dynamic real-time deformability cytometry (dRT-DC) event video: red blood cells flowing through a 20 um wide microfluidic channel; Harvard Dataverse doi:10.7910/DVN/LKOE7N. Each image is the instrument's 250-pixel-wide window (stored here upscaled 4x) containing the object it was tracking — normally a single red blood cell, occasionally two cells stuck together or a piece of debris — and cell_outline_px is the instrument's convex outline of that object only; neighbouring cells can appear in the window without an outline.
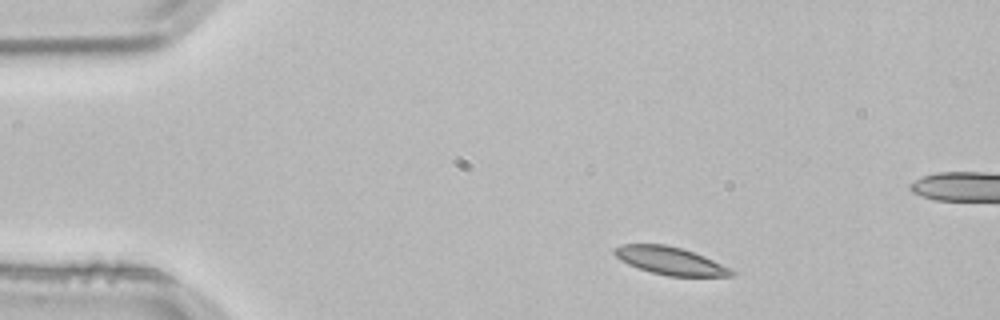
{"species": "common noctule bat (a hibernating species)", "species_latin": "Nyctalus noctula", "temperature_condition": "room temperature", "stored_images_in_passage": 2, "camera_frame_rate_fps": 3000, "um_per_image_px": 0.085, "animal": {"sex": "male", "body_mass_g": 21.5, "forearm_length_mm": 52.0}, "frame": {"image": 1, "passage_image": 1, "time_ms": 0.0, "image_size_px": [1000, 320], "cell_outline_px": [[736, 272], [732, 276], [668, 276], [652, 272], [628, 264], [620, 260], [612, 252], [612, 248], [620, 244], [664, 244], [680, 248], [704, 256]], "centroid_in_image_um": [56.9, 22.16], "position_along_channel_um": 28.1, "area_um2": 18.67}}